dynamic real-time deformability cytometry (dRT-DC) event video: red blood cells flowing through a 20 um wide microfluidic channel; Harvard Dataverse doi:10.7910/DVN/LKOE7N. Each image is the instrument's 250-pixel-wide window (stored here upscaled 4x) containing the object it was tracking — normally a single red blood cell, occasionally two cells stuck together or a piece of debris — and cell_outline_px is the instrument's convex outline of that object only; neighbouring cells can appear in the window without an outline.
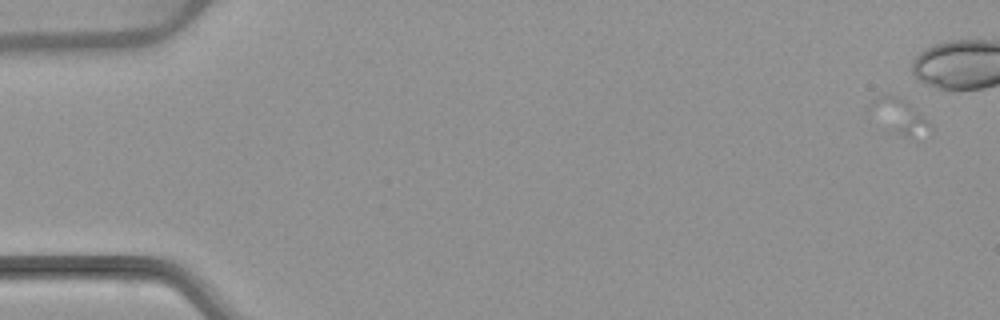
{"species": "common noctule bat (a hibernating species)", "species_latin": "Nyctalus noctula", "temperature_condition": "warm", "stored_images_in_passage": 6, "segment_of_instrument_passage": [1, 2], "camera_frame_rate_fps": 3000, "um_per_image_px": 0.085, "animal": {"sex": "female", "body_mass_g": 22.7, "forearm_length_mm": 54.2}, "frame": {"image": 1, "passage_image": 1, "time_ms": 0.0, "image_size_px": [1000, 320], "cell_outline_px": [[932, 128], [916, 140], [912, 140], [884, 128], [864, 108], [872, 100], [884, 92], [900, 96], [916, 108], [932, 124]], "centroid_in_image_um": [76.38, 9.87], "position_along_channel_um": 8.6, "area_um2": 13.29}}